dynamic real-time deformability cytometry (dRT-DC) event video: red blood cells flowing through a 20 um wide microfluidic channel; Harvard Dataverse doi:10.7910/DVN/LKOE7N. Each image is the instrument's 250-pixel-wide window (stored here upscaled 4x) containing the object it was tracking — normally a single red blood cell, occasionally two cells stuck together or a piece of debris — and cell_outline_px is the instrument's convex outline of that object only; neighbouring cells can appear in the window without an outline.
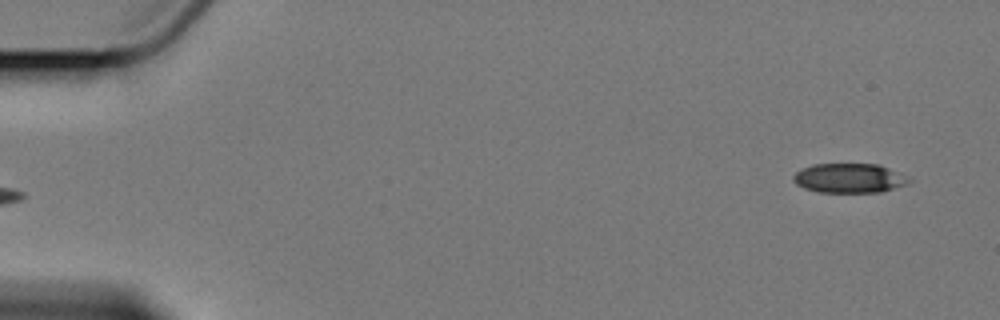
{"species": "Egyptian fruit bat (a non-hibernating species)", "species_latin": "Rousettus aegyptiacus", "temperature_condition": "cold", "stored_images_in_passage": 4, "segment_of_instrument_passage": [2, 2], "camera_frame_rate_fps": 3000, "um_per_image_px": 0.085, "animal": {"sex": "female"}, "frame": {"image": 1, "passage_image": 4, "time_ms": 3.667, "image_size_px": [1000, 320], "cell_outline_px": [[912, 180], [908, 184], [880, 192], [816, 192], [804, 188], [796, 184], [792, 180], [792, 176], [796, 172], [812, 164], [880, 164]], "centroid_in_image_um": [72.15, 15.15], "position_along_channel_um": 12.9, "area_um2": 19.77}}